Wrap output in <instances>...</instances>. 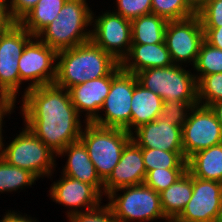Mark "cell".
<instances>
[{
	"label": "cell",
	"mask_w": 222,
	"mask_h": 222,
	"mask_svg": "<svg viewBox=\"0 0 222 222\" xmlns=\"http://www.w3.org/2000/svg\"><path fill=\"white\" fill-rule=\"evenodd\" d=\"M121 68L133 74L149 68L172 66L170 53L163 43L131 44L128 55L120 63Z\"/></svg>",
	"instance_id": "20"
},
{
	"label": "cell",
	"mask_w": 222,
	"mask_h": 222,
	"mask_svg": "<svg viewBox=\"0 0 222 222\" xmlns=\"http://www.w3.org/2000/svg\"><path fill=\"white\" fill-rule=\"evenodd\" d=\"M115 2L116 7L112 10L129 20L152 13V0H116Z\"/></svg>",
	"instance_id": "33"
},
{
	"label": "cell",
	"mask_w": 222,
	"mask_h": 222,
	"mask_svg": "<svg viewBox=\"0 0 222 222\" xmlns=\"http://www.w3.org/2000/svg\"><path fill=\"white\" fill-rule=\"evenodd\" d=\"M14 23L9 15L7 0H0V34L4 33Z\"/></svg>",
	"instance_id": "40"
},
{
	"label": "cell",
	"mask_w": 222,
	"mask_h": 222,
	"mask_svg": "<svg viewBox=\"0 0 222 222\" xmlns=\"http://www.w3.org/2000/svg\"><path fill=\"white\" fill-rule=\"evenodd\" d=\"M195 105H198V102L163 101L159 118L168 121L172 125L183 127L189 111Z\"/></svg>",
	"instance_id": "31"
},
{
	"label": "cell",
	"mask_w": 222,
	"mask_h": 222,
	"mask_svg": "<svg viewBox=\"0 0 222 222\" xmlns=\"http://www.w3.org/2000/svg\"><path fill=\"white\" fill-rule=\"evenodd\" d=\"M137 82L135 74L124 71L119 65L112 72L110 91L92 123L102 127L125 129L131 134V100Z\"/></svg>",
	"instance_id": "9"
},
{
	"label": "cell",
	"mask_w": 222,
	"mask_h": 222,
	"mask_svg": "<svg viewBox=\"0 0 222 222\" xmlns=\"http://www.w3.org/2000/svg\"><path fill=\"white\" fill-rule=\"evenodd\" d=\"M197 15L200 18L202 27H221L222 0H210Z\"/></svg>",
	"instance_id": "35"
},
{
	"label": "cell",
	"mask_w": 222,
	"mask_h": 222,
	"mask_svg": "<svg viewBox=\"0 0 222 222\" xmlns=\"http://www.w3.org/2000/svg\"><path fill=\"white\" fill-rule=\"evenodd\" d=\"M187 171L196 178L222 183V143L191 155L187 159Z\"/></svg>",
	"instance_id": "22"
},
{
	"label": "cell",
	"mask_w": 222,
	"mask_h": 222,
	"mask_svg": "<svg viewBox=\"0 0 222 222\" xmlns=\"http://www.w3.org/2000/svg\"><path fill=\"white\" fill-rule=\"evenodd\" d=\"M210 0H187L189 8L197 14L200 12Z\"/></svg>",
	"instance_id": "41"
},
{
	"label": "cell",
	"mask_w": 222,
	"mask_h": 222,
	"mask_svg": "<svg viewBox=\"0 0 222 222\" xmlns=\"http://www.w3.org/2000/svg\"><path fill=\"white\" fill-rule=\"evenodd\" d=\"M67 0H39L18 23L31 35L37 36L59 14Z\"/></svg>",
	"instance_id": "25"
},
{
	"label": "cell",
	"mask_w": 222,
	"mask_h": 222,
	"mask_svg": "<svg viewBox=\"0 0 222 222\" xmlns=\"http://www.w3.org/2000/svg\"><path fill=\"white\" fill-rule=\"evenodd\" d=\"M57 157H66L65 165L60 170L61 174L75 178L81 182L93 185L104 195V182L97 174L96 168L91 161L84 144L78 140L66 146Z\"/></svg>",
	"instance_id": "19"
},
{
	"label": "cell",
	"mask_w": 222,
	"mask_h": 222,
	"mask_svg": "<svg viewBox=\"0 0 222 222\" xmlns=\"http://www.w3.org/2000/svg\"><path fill=\"white\" fill-rule=\"evenodd\" d=\"M218 222H222V206H221V212H220V216H219Z\"/></svg>",
	"instance_id": "44"
},
{
	"label": "cell",
	"mask_w": 222,
	"mask_h": 222,
	"mask_svg": "<svg viewBox=\"0 0 222 222\" xmlns=\"http://www.w3.org/2000/svg\"><path fill=\"white\" fill-rule=\"evenodd\" d=\"M57 52L34 36L19 58L20 88L27 83L21 97L29 89L51 85L56 79ZM30 82V83H28Z\"/></svg>",
	"instance_id": "10"
},
{
	"label": "cell",
	"mask_w": 222,
	"mask_h": 222,
	"mask_svg": "<svg viewBox=\"0 0 222 222\" xmlns=\"http://www.w3.org/2000/svg\"><path fill=\"white\" fill-rule=\"evenodd\" d=\"M204 40L213 47L222 50V26L221 27H202Z\"/></svg>",
	"instance_id": "37"
},
{
	"label": "cell",
	"mask_w": 222,
	"mask_h": 222,
	"mask_svg": "<svg viewBox=\"0 0 222 222\" xmlns=\"http://www.w3.org/2000/svg\"><path fill=\"white\" fill-rule=\"evenodd\" d=\"M146 174L142 148L131 139L124 147L118 164L104 181L105 198L116 189L144 184Z\"/></svg>",
	"instance_id": "16"
},
{
	"label": "cell",
	"mask_w": 222,
	"mask_h": 222,
	"mask_svg": "<svg viewBox=\"0 0 222 222\" xmlns=\"http://www.w3.org/2000/svg\"><path fill=\"white\" fill-rule=\"evenodd\" d=\"M37 180L39 179L29 170L15 167L0 156V194L20 193L21 190L36 185Z\"/></svg>",
	"instance_id": "26"
},
{
	"label": "cell",
	"mask_w": 222,
	"mask_h": 222,
	"mask_svg": "<svg viewBox=\"0 0 222 222\" xmlns=\"http://www.w3.org/2000/svg\"><path fill=\"white\" fill-rule=\"evenodd\" d=\"M79 140L86 147L98 176L104 182L118 164L124 147L131 140V134L125 129L86 122Z\"/></svg>",
	"instance_id": "6"
},
{
	"label": "cell",
	"mask_w": 222,
	"mask_h": 222,
	"mask_svg": "<svg viewBox=\"0 0 222 222\" xmlns=\"http://www.w3.org/2000/svg\"><path fill=\"white\" fill-rule=\"evenodd\" d=\"M190 69L173 64L141 70L135 75L140 85L160 96L163 101L198 102L197 80Z\"/></svg>",
	"instance_id": "7"
},
{
	"label": "cell",
	"mask_w": 222,
	"mask_h": 222,
	"mask_svg": "<svg viewBox=\"0 0 222 222\" xmlns=\"http://www.w3.org/2000/svg\"><path fill=\"white\" fill-rule=\"evenodd\" d=\"M193 194V176L186 171L175 183L160 192L161 207L167 219H176Z\"/></svg>",
	"instance_id": "23"
},
{
	"label": "cell",
	"mask_w": 222,
	"mask_h": 222,
	"mask_svg": "<svg viewBox=\"0 0 222 222\" xmlns=\"http://www.w3.org/2000/svg\"><path fill=\"white\" fill-rule=\"evenodd\" d=\"M222 143V127L208 106L195 105L182 127V146L187 160L195 152Z\"/></svg>",
	"instance_id": "13"
},
{
	"label": "cell",
	"mask_w": 222,
	"mask_h": 222,
	"mask_svg": "<svg viewBox=\"0 0 222 222\" xmlns=\"http://www.w3.org/2000/svg\"><path fill=\"white\" fill-rule=\"evenodd\" d=\"M48 192L49 199L67 208V218L72 214L97 208L103 203V199L105 200L93 185L63 174L53 181Z\"/></svg>",
	"instance_id": "14"
},
{
	"label": "cell",
	"mask_w": 222,
	"mask_h": 222,
	"mask_svg": "<svg viewBox=\"0 0 222 222\" xmlns=\"http://www.w3.org/2000/svg\"><path fill=\"white\" fill-rule=\"evenodd\" d=\"M2 141L1 157L9 164L29 170L38 179L49 178L52 180L56 171L57 155L36 137L24 125L22 131L8 142ZM7 145H6V144ZM53 176V177H52Z\"/></svg>",
	"instance_id": "4"
},
{
	"label": "cell",
	"mask_w": 222,
	"mask_h": 222,
	"mask_svg": "<svg viewBox=\"0 0 222 222\" xmlns=\"http://www.w3.org/2000/svg\"><path fill=\"white\" fill-rule=\"evenodd\" d=\"M162 222V221H161ZM163 222H178L176 219H167V220H165V221H163Z\"/></svg>",
	"instance_id": "43"
},
{
	"label": "cell",
	"mask_w": 222,
	"mask_h": 222,
	"mask_svg": "<svg viewBox=\"0 0 222 222\" xmlns=\"http://www.w3.org/2000/svg\"><path fill=\"white\" fill-rule=\"evenodd\" d=\"M66 219L68 222H117L107 203L92 210L72 214Z\"/></svg>",
	"instance_id": "34"
},
{
	"label": "cell",
	"mask_w": 222,
	"mask_h": 222,
	"mask_svg": "<svg viewBox=\"0 0 222 222\" xmlns=\"http://www.w3.org/2000/svg\"><path fill=\"white\" fill-rule=\"evenodd\" d=\"M142 155L146 173L154 169H187L184 152L142 148Z\"/></svg>",
	"instance_id": "27"
},
{
	"label": "cell",
	"mask_w": 222,
	"mask_h": 222,
	"mask_svg": "<svg viewBox=\"0 0 222 222\" xmlns=\"http://www.w3.org/2000/svg\"><path fill=\"white\" fill-rule=\"evenodd\" d=\"M100 13L96 15L92 12L90 40L121 63L132 44L131 20L113 10H102Z\"/></svg>",
	"instance_id": "11"
},
{
	"label": "cell",
	"mask_w": 222,
	"mask_h": 222,
	"mask_svg": "<svg viewBox=\"0 0 222 222\" xmlns=\"http://www.w3.org/2000/svg\"><path fill=\"white\" fill-rule=\"evenodd\" d=\"M164 42L173 64L193 67L204 42V31L198 15L168 21Z\"/></svg>",
	"instance_id": "12"
},
{
	"label": "cell",
	"mask_w": 222,
	"mask_h": 222,
	"mask_svg": "<svg viewBox=\"0 0 222 222\" xmlns=\"http://www.w3.org/2000/svg\"><path fill=\"white\" fill-rule=\"evenodd\" d=\"M112 73L105 77L88 80L68 89L72 104L85 122H92L100 113L110 91ZM83 114V115H82Z\"/></svg>",
	"instance_id": "18"
},
{
	"label": "cell",
	"mask_w": 222,
	"mask_h": 222,
	"mask_svg": "<svg viewBox=\"0 0 222 222\" xmlns=\"http://www.w3.org/2000/svg\"><path fill=\"white\" fill-rule=\"evenodd\" d=\"M151 12L167 21L182 20L195 15L187 0H152Z\"/></svg>",
	"instance_id": "29"
},
{
	"label": "cell",
	"mask_w": 222,
	"mask_h": 222,
	"mask_svg": "<svg viewBox=\"0 0 222 222\" xmlns=\"http://www.w3.org/2000/svg\"><path fill=\"white\" fill-rule=\"evenodd\" d=\"M106 197V203L111 207L117 222L167 220L161 207L160 193L145 184L122 187Z\"/></svg>",
	"instance_id": "5"
},
{
	"label": "cell",
	"mask_w": 222,
	"mask_h": 222,
	"mask_svg": "<svg viewBox=\"0 0 222 222\" xmlns=\"http://www.w3.org/2000/svg\"><path fill=\"white\" fill-rule=\"evenodd\" d=\"M162 102L160 96L137 82L131 100V133L140 126L159 118Z\"/></svg>",
	"instance_id": "21"
},
{
	"label": "cell",
	"mask_w": 222,
	"mask_h": 222,
	"mask_svg": "<svg viewBox=\"0 0 222 222\" xmlns=\"http://www.w3.org/2000/svg\"><path fill=\"white\" fill-rule=\"evenodd\" d=\"M187 169H154L146 174L144 184L157 193L167 189L175 183Z\"/></svg>",
	"instance_id": "32"
},
{
	"label": "cell",
	"mask_w": 222,
	"mask_h": 222,
	"mask_svg": "<svg viewBox=\"0 0 222 222\" xmlns=\"http://www.w3.org/2000/svg\"><path fill=\"white\" fill-rule=\"evenodd\" d=\"M167 23L166 19L153 13L132 19V44L163 43Z\"/></svg>",
	"instance_id": "24"
},
{
	"label": "cell",
	"mask_w": 222,
	"mask_h": 222,
	"mask_svg": "<svg viewBox=\"0 0 222 222\" xmlns=\"http://www.w3.org/2000/svg\"><path fill=\"white\" fill-rule=\"evenodd\" d=\"M192 70L197 83L205 75L222 73V50L213 47L204 40Z\"/></svg>",
	"instance_id": "28"
},
{
	"label": "cell",
	"mask_w": 222,
	"mask_h": 222,
	"mask_svg": "<svg viewBox=\"0 0 222 222\" xmlns=\"http://www.w3.org/2000/svg\"><path fill=\"white\" fill-rule=\"evenodd\" d=\"M198 104L210 106L222 101V73L205 75L198 83Z\"/></svg>",
	"instance_id": "30"
},
{
	"label": "cell",
	"mask_w": 222,
	"mask_h": 222,
	"mask_svg": "<svg viewBox=\"0 0 222 222\" xmlns=\"http://www.w3.org/2000/svg\"><path fill=\"white\" fill-rule=\"evenodd\" d=\"M33 37L18 22L0 34V101L16 104L17 97L22 94L18 69L19 58L26 44Z\"/></svg>",
	"instance_id": "8"
},
{
	"label": "cell",
	"mask_w": 222,
	"mask_h": 222,
	"mask_svg": "<svg viewBox=\"0 0 222 222\" xmlns=\"http://www.w3.org/2000/svg\"><path fill=\"white\" fill-rule=\"evenodd\" d=\"M222 206V183L193 176V194L178 222H218Z\"/></svg>",
	"instance_id": "15"
},
{
	"label": "cell",
	"mask_w": 222,
	"mask_h": 222,
	"mask_svg": "<svg viewBox=\"0 0 222 222\" xmlns=\"http://www.w3.org/2000/svg\"><path fill=\"white\" fill-rule=\"evenodd\" d=\"M18 101L23 125L58 155L81 137L85 121L67 89L55 84L29 89ZM84 123V124H82Z\"/></svg>",
	"instance_id": "1"
},
{
	"label": "cell",
	"mask_w": 222,
	"mask_h": 222,
	"mask_svg": "<svg viewBox=\"0 0 222 222\" xmlns=\"http://www.w3.org/2000/svg\"><path fill=\"white\" fill-rule=\"evenodd\" d=\"M92 12L87 0H67L37 37L56 52L86 43L91 39Z\"/></svg>",
	"instance_id": "3"
},
{
	"label": "cell",
	"mask_w": 222,
	"mask_h": 222,
	"mask_svg": "<svg viewBox=\"0 0 222 222\" xmlns=\"http://www.w3.org/2000/svg\"><path fill=\"white\" fill-rule=\"evenodd\" d=\"M5 214L0 219V222H39L34 217H31L29 214H26L16 210H6Z\"/></svg>",
	"instance_id": "39"
},
{
	"label": "cell",
	"mask_w": 222,
	"mask_h": 222,
	"mask_svg": "<svg viewBox=\"0 0 222 222\" xmlns=\"http://www.w3.org/2000/svg\"><path fill=\"white\" fill-rule=\"evenodd\" d=\"M131 139L141 148L183 152L182 127L160 118L135 129Z\"/></svg>",
	"instance_id": "17"
},
{
	"label": "cell",
	"mask_w": 222,
	"mask_h": 222,
	"mask_svg": "<svg viewBox=\"0 0 222 222\" xmlns=\"http://www.w3.org/2000/svg\"><path fill=\"white\" fill-rule=\"evenodd\" d=\"M16 105L13 102L10 101H0V155H1V150H2V141L4 139V134H3V127L5 126V118L11 114H13L14 109H16ZM4 124V125H3Z\"/></svg>",
	"instance_id": "38"
},
{
	"label": "cell",
	"mask_w": 222,
	"mask_h": 222,
	"mask_svg": "<svg viewBox=\"0 0 222 222\" xmlns=\"http://www.w3.org/2000/svg\"><path fill=\"white\" fill-rule=\"evenodd\" d=\"M209 107L214 112L218 122L221 124L222 127V101L215 102Z\"/></svg>",
	"instance_id": "42"
},
{
	"label": "cell",
	"mask_w": 222,
	"mask_h": 222,
	"mask_svg": "<svg viewBox=\"0 0 222 222\" xmlns=\"http://www.w3.org/2000/svg\"><path fill=\"white\" fill-rule=\"evenodd\" d=\"M39 0H7L9 15L14 22H19Z\"/></svg>",
	"instance_id": "36"
},
{
	"label": "cell",
	"mask_w": 222,
	"mask_h": 222,
	"mask_svg": "<svg viewBox=\"0 0 222 222\" xmlns=\"http://www.w3.org/2000/svg\"><path fill=\"white\" fill-rule=\"evenodd\" d=\"M120 63L91 40L57 52L55 85L69 89L88 80L110 75Z\"/></svg>",
	"instance_id": "2"
}]
</instances>
